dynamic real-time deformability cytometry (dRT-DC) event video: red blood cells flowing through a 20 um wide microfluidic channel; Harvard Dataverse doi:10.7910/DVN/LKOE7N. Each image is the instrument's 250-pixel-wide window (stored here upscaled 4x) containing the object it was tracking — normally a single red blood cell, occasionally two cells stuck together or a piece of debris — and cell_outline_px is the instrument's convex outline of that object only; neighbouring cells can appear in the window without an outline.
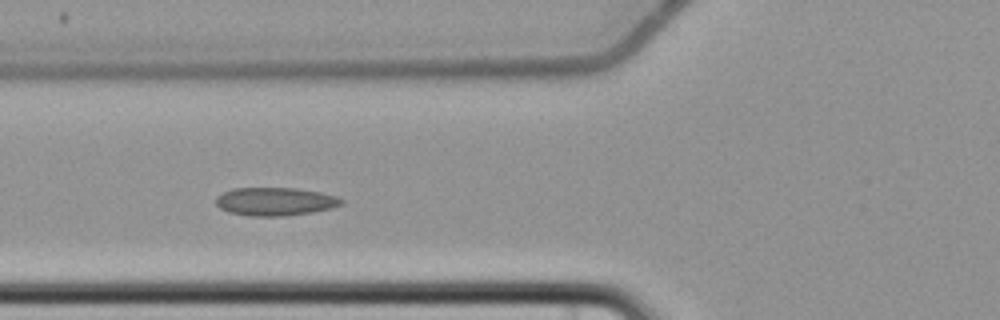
{"species": "common noctule bat (a hibernating species)", "species_latin": "Nyctalus noctula", "temperature_condition": "cold", "stored_images_in_passage": 7, "camera_frame_rate_fps": 3000, "um_per_image_px": 0.085, "animal": {"sex": "female", "body_mass_g": 22.7, "forearm_length_mm": 54.2}, "frame": {"image": 1, "passage_image": 6, "time_ms": 6.0, "image_size_px": [1000, 320], "cell_outline_px": [[344, 204], [332, 208], [312, 212], [284, 216], [252, 216], [228, 212], [220, 208], [216, 204], [216, 196], [232, 188], [296, 188], [320, 192], [336, 196], [344, 200]], "centroid_in_image_um": [23.4, 17.13], "position_along_channel_um": 102.4, "area_um2": 20.69}}
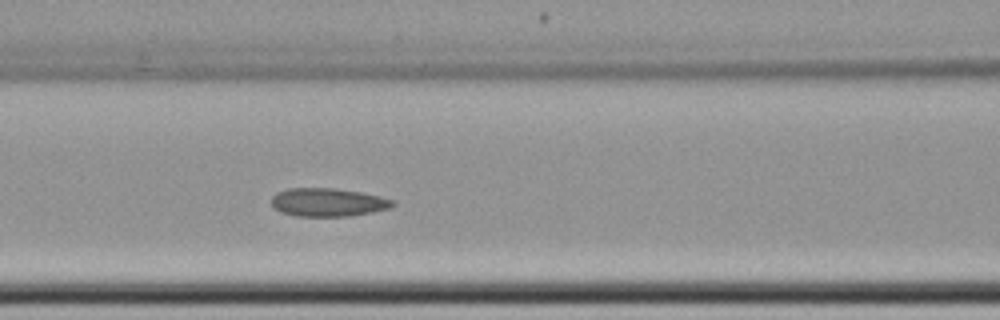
{"frame": {"image": 2, "passage_image": 7, "time_ms": 7.0, "image_size_px": [1000, 320], "cell_outline_px": [[396, 204], [388, 208], [372, 212], [348, 216], [296, 216], [280, 212], [272, 204], [272, 196], [276, 192], [288, 188], [336, 188], [360, 192], [380, 196], [396, 200]], "centroid_in_image_um": [27.88, 17.19], "position_along_channel_um": 138.7, "area_um2": 20.06}}